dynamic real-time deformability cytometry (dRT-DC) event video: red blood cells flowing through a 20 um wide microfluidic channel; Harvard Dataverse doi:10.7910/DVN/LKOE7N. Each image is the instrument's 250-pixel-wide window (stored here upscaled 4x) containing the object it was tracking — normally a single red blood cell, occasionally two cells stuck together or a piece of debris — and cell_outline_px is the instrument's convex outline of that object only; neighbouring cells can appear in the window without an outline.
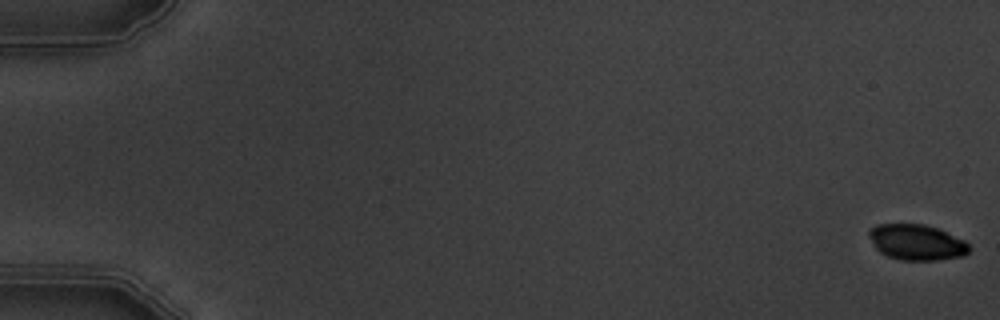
{"species": "common noctule bat (a hibernating species)", "species_latin": "Nyctalus noctula", "temperature_condition": "warm", "stored_images_in_passage": 6, "camera_frame_rate_fps": 3000, "um_per_image_px": 0.085, "animal": {"sex": "male", "body_mass_g": 19.5, "forearm_length_mm": 54.6}, "frame": {"image": 1, "passage_image": 1, "time_ms": 0.0, "image_size_px": [1000, 320], "cell_outline_px": [[972, 248], [964, 256], [936, 260], [900, 260], [888, 256], [880, 252], [872, 244], [868, 236], [868, 228], [876, 224], [924, 224], [936, 228], [964, 240]], "centroid_in_image_um": [77.88, 20.59], "position_along_channel_um": 7.1, "area_um2": 20.92}}
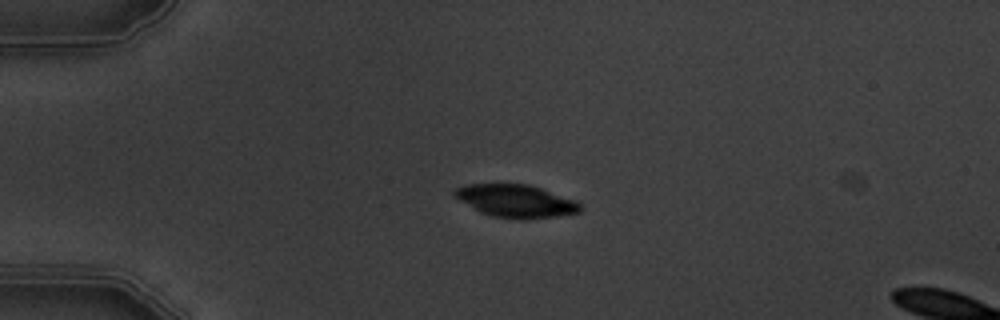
{"frame": {"image": 2, "passage_image": 5, "time_ms": 4.667, "image_size_px": [1000, 320], "cell_outline_px": [[584, 208], [580, 212], [556, 216], [492, 216], [480, 212], [452, 196], [452, 192], [456, 188], [464, 184], [528, 184], [576, 200]], "centroid_in_image_um": [43.81, 17.03], "position_along_channel_um": 41.2, "area_um2": 23.18}}